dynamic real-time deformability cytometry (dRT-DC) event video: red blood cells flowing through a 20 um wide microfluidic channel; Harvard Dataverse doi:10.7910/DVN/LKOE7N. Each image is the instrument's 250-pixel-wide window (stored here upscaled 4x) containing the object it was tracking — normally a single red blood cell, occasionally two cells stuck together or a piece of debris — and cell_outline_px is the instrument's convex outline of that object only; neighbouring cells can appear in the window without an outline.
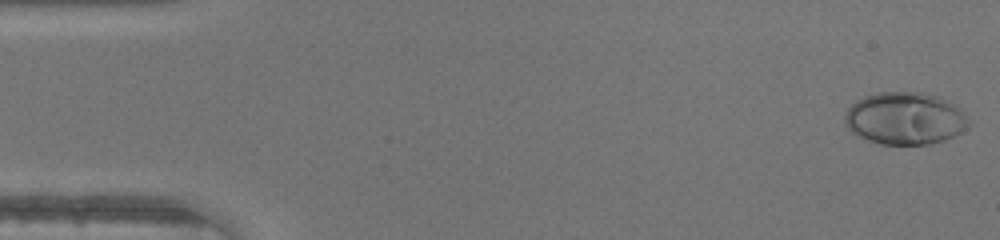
{"species": "human", "species_latin": "Homo sapiens", "temperature_condition": "warm", "stored_images_in_passage": 46, "camera_frame_rate_fps": 3000, "um_per_image_px": 0.085, "donor": {"sex": "male"}, "frame": {"image": 1, "passage_image": 1, "time_ms": 0.0, "image_size_px": [1000, 240], "cell_outline_px": [[968, 120], [964, 128], [960, 132], [944, 140], [932, 144], [880, 144], [856, 136], [848, 128], [844, 120], [844, 116], [848, 108], [856, 100], [864, 96], [876, 92], [920, 92], [936, 96], [948, 100]], "centroid_in_image_um": [76.84, 10.06], "position_along_channel_um": 8.2, "area_um2": 37.4}}
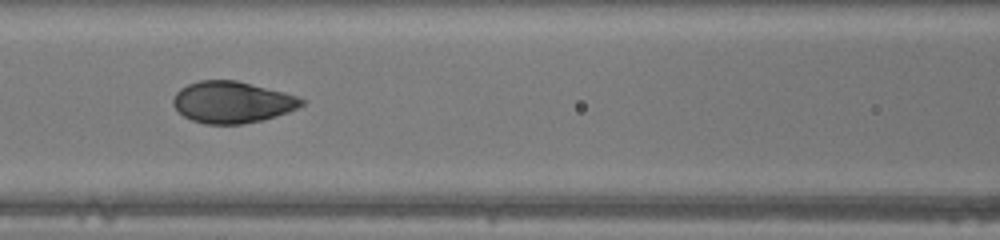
{"frame": {"image": 2, "passage_image": 20, "time_ms": 6.333, "image_size_px": [1000, 240], "cell_outline_px": [[304, 104], [288, 112], [276, 116], [260, 120], [240, 124], [204, 124], [192, 120], [184, 116], [172, 104], [172, 100], [176, 92], [180, 88], [188, 84], [200, 80], [236, 80], [284, 92], [296, 96], [304, 100]], "centroid_in_image_um": [19.71, 8.68], "position_along_channel_um": 146.9, "area_um2": 30.92}}
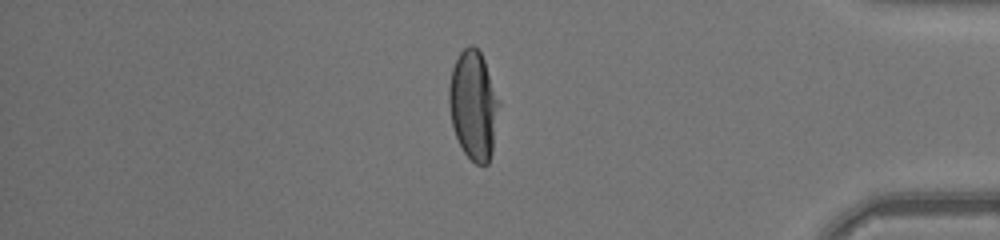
{"frame": {"image": 3, "passage_image": 39, "time_ms": 12.667, "image_size_px": [1000, 240], "cell_outline_px": [[500, 104], [492, 152], [488, 164], [476, 164], [464, 152], [456, 136], [452, 124], [448, 104], [448, 88], [452, 68], [460, 52], [468, 44], [472, 44], [480, 52], [484, 60], [500, 100]], "centroid_in_image_um": [40.24, 8.92], "position_along_channel_um": 395.0, "area_um2": 31.85}}